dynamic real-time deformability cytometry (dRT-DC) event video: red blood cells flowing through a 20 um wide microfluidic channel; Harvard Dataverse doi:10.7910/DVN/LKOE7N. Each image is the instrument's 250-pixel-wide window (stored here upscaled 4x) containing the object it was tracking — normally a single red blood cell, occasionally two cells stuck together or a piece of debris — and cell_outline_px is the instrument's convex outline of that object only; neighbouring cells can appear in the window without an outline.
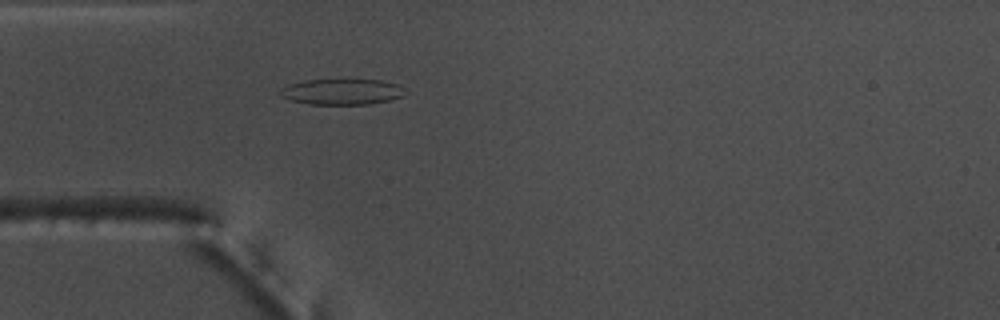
{"species": "common noctule bat (a hibernating species)", "species_latin": "Nyctalus noctula", "temperature_condition": "warm", "stored_images_in_passage": 53, "camera_frame_rate_fps": 3000, "um_per_image_px": 0.085, "animal": {"sex": "male", "body_mass_g": 17.5, "forearm_length_mm": 52.3}, "frame": {"image": 1, "passage_image": 15, "time_ms": 4.667, "image_size_px": [1000, 320], "cell_outline_px": [[408, 92], [404, 96], [388, 100], [368, 104], [308, 104], [292, 100], [280, 96], [276, 92], [280, 88], [304, 80], [380, 80], [396, 84]], "centroid_in_image_um": [29.04, 7.8], "position_along_channel_um": 56.0, "area_um2": 18.67}}
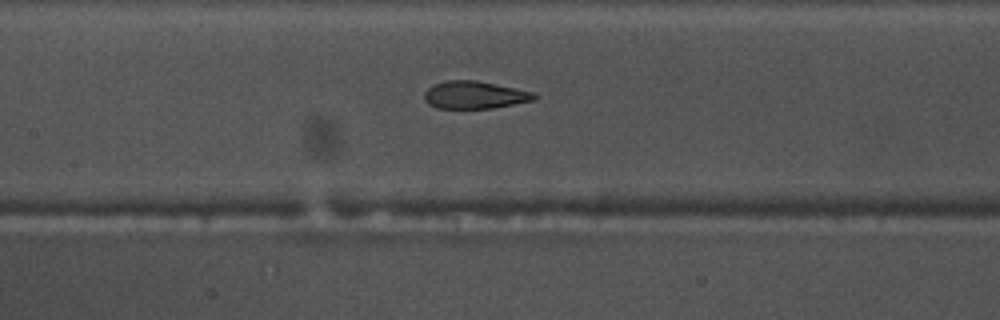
{"frame": {"image": 2, "passage_image": 24, "time_ms": 7.667, "image_size_px": [1000, 320], "cell_outline_px": [[540, 96], [536, 100], [492, 108], [436, 108], [428, 104], [424, 100], [424, 92], [432, 84], [444, 80], [476, 80], [536, 92]], "centroid_in_image_um": [40.36, 8.06], "position_along_channel_um": 167.0, "area_um2": 17.98}}
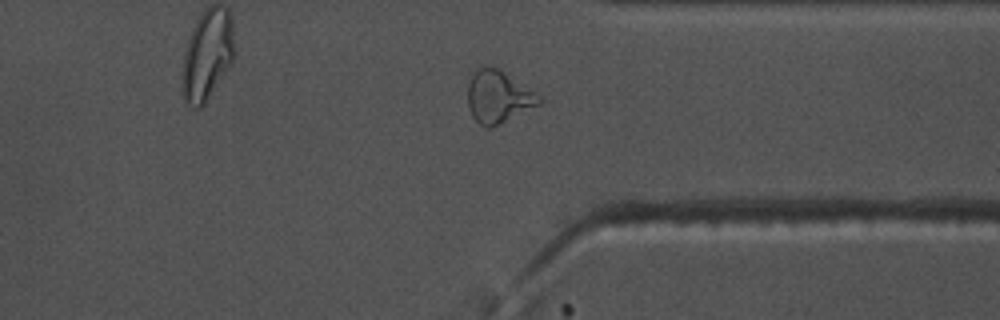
{"frame": {"image": 3, "passage_image": 40, "time_ms": 13.0, "image_size_px": [1000, 320], "cell_outline_px": [[544, 100], [540, 104], [488, 128], [484, 128], [472, 116], [468, 108], [468, 84], [472, 72], [480, 64], [492, 64], [540, 96]], "centroid_in_image_um": [42.29, 8.17], "position_along_channel_um": 369.1, "area_um2": 21.73}, "authors_computed_cell_mechanics": {"area_um2": 19.5364, "velocity_mm_per_s": 3.8292, "shape_relaxation_time_tau1_ms": null, "shape_relaxation_time_tau2_ms": 1.1616, "deformation_change_tau1": null, "deformation_change_tau2": 0.0816}}